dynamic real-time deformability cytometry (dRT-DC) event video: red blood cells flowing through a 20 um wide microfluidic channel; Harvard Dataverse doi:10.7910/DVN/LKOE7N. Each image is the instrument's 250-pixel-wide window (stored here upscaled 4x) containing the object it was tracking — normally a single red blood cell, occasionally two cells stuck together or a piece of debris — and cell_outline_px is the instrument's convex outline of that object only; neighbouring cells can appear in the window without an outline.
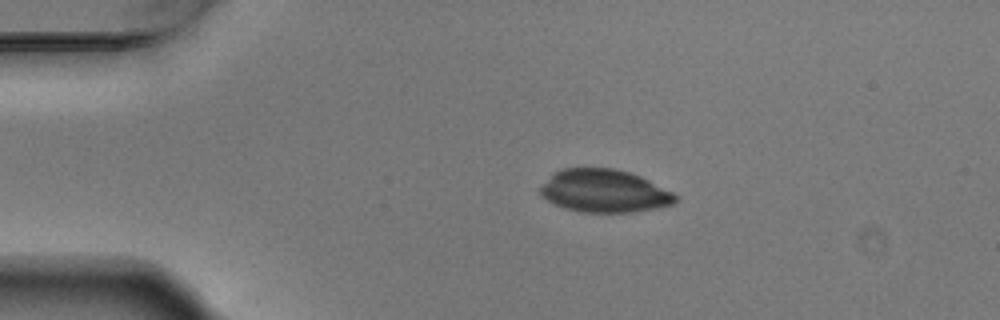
{"species": "Egyptian fruit bat (a non-hibernating species)", "species_latin": "Rousettus aegyptiacus", "temperature_condition": "warm", "stored_images_in_passage": 4, "camera_frame_rate_fps": 3000, "um_per_image_px": 0.085, "animal": {"sex": "male"}, "frame": {"image": 1, "passage_image": 3, "time_ms": 0.667, "image_size_px": [1000, 320], "cell_outline_px": [[676, 200], [672, 204], [632, 212], [580, 212], [564, 208], [548, 200], [540, 192], [540, 188], [552, 172], [560, 168], [616, 168], [640, 176], [672, 192], [676, 196]], "centroid_in_image_um": [51.32, 16.22], "position_along_channel_um": 33.7, "area_um2": 33.41}}